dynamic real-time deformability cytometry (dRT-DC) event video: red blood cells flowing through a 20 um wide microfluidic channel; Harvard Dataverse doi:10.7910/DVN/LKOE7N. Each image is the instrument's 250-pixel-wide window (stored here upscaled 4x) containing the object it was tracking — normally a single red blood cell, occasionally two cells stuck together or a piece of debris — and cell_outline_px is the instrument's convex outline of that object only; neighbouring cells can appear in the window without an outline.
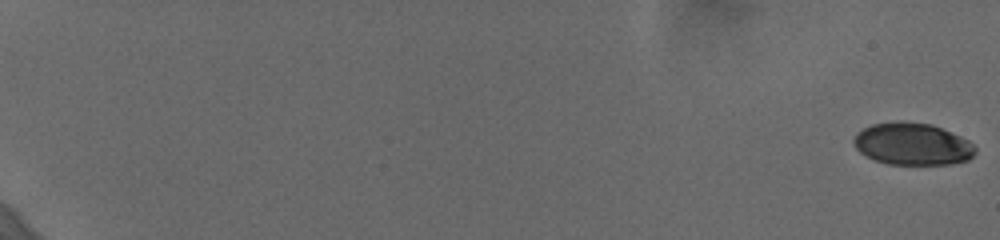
{"species": "human", "species_latin": "Homo sapiens", "temperature_condition": "cold", "stored_images_in_passage": 61, "camera_frame_rate_fps": 3000, "um_per_image_px": 0.085, "donor": {"sex": "female"}, "frame": {"image": 1, "passage_image": 1, "time_ms": 0.0, "image_size_px": [1000, 240], "cell_outline_px": [[976, 152], [968, 160], [952, 164], [888, 164], [876, 160], [860, 152], [856, 148], [852, 140], [856, 132], [872, 124], [900, 120], [932, 124], [960, 136], [968, 140], [976, 148]], "centroid_in_image_um": [77.55, 12.23], "position_along_channel_um": 7.5, "area_um2": 29.94}}
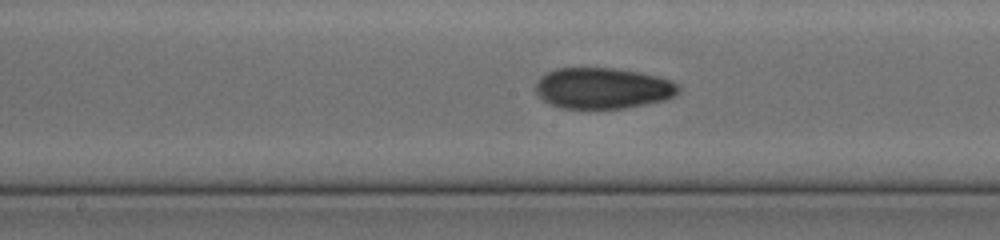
{"frame": {"image": 2, "passage_image": 36, "time_ms": 11.667, "image_size_px": [1000, 240], "cell_outline_px": [[680, 92], [664, 100], [624, 108], [560, 108], [548, 104], [536, 92], [536, 84], [540, 76], [556, 68], [616, 68], [640, 72], [672, 80], [680, 88]], "centroid_in_image_um": [51.22, 7.49], "position_along_channel_um": 197.0, "area_um2": 34.1}}
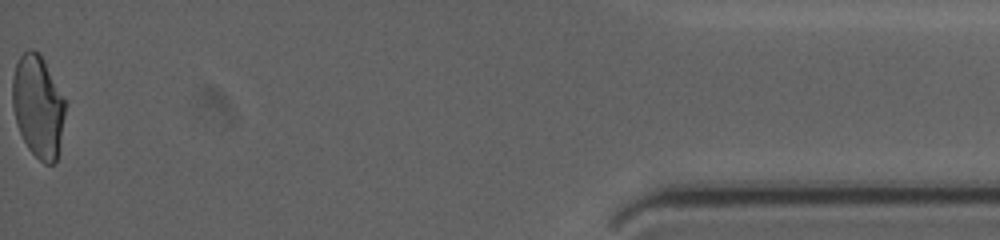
{"frame": {"image": 3, "passage_image": 61, "time_ms": 20.0, "image_size_px": [1000, 240], "cell_outline_px": [[64, 116], [56, 160], [52, 164], [44, 164], [28, 148], [20, 132], [16, 120], [12, 104], [12, 80], [16, 64], [20, 56], [28, 48], [32, 48], [40, 52], [64, 100]], "centroid_in_image_um": [3.2, 9.0], "position_along_channel_um": 432.0, "area_um2": 30.87}, "authors_computed_cell_mechanics": {"area_um2": 32.4258, "velocity_mm_per_s": 3.6716, "shape_relaxation_time_tau1_ms": null, "shape_relaxation_time_tau2_ms": 1.9842, "deformation_change_tau1": null, "deformation_change_tau2": 0.0641}}